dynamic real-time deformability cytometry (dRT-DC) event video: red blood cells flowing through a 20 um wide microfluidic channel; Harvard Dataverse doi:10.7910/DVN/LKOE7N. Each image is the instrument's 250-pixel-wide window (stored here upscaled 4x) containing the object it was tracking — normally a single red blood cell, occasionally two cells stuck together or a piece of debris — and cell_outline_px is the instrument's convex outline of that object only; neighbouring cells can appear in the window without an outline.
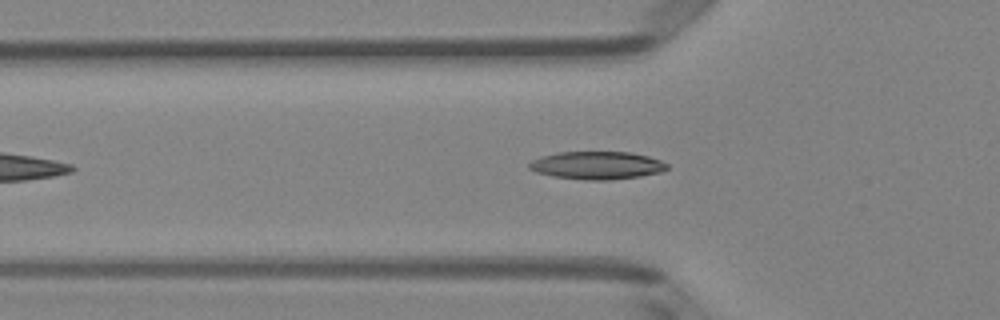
{"species": "Egyptian fruit bat (a non-hibernating species)", "species_latin": "Rousettus aegyptiacus", "temperature_condition": "room temperature", "stored_images_in_passage": 43, "segment_of_instrument_passage": [1, 2], "camera_frame_rate_fps": 3000, "um_per_image_px": 0.085, "animal": {"sex": "female"}, "frame": {"image": 1, "passage_image": 9, "time_ms": 2.667, "image_size_px": [1000, 320], "cell_outline_px": [[668, 168], [660, 172], [640, 176], [608, 180], [588, 180], [552, 176], [536, 172], [528, 168], [528, 164], [532, 160], [540, 156], [560, 152], [632, 152], [648, 156], [660, 160], [668, 164]], "centroid_in_image_um": [50.73, 14.05], "position_along_channel_um": 75.1, "area_um2": 22.37}}
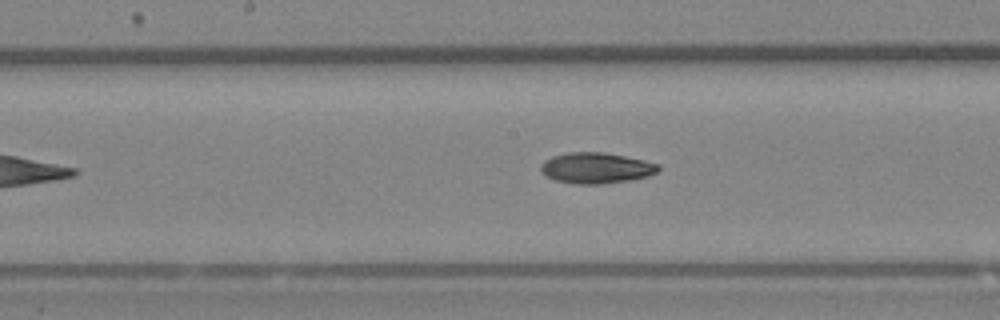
{"frame": {"image": 2, "passage_image": 18, "time_ms": 5.667, "image_size_px": [1000, 320], "cell_outline_px": [[660, 168], [656, 172], [648, 176], [628, 180], [600, 184], [576, 184], [556, 180], [544, 176], [540, 168], [544, 160], [552, 156], [568, 152], [604, 152], [644, 160], [660, 164]], "centroid_in_image_um": [50.65, 14.27], "position_along_channel_um": 197.5, "area_um2": 21.1}}
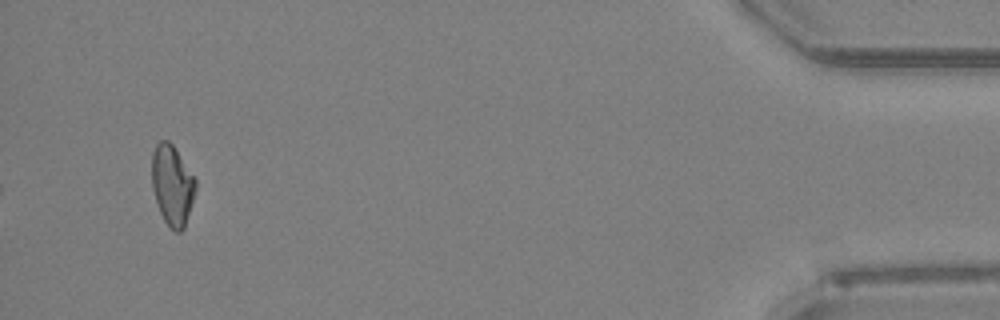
{"frame": {"image": 3, "passage_image": 40, "time_ms": 13.0, "image_size_px": [1000, 320], "cell_outline_px": [[196, 188], [184, 228], [180, 232], [176, 232], [164, 220], [160, 212], [152, 188], [152, 152], [156, 144], [160, 140], [168, 140], [172, 144], [196, 180]], "centroid_in_image_um": [14.62, 15.72], "position_along_channel_um": 420.6, "area_um2": 20.11}}